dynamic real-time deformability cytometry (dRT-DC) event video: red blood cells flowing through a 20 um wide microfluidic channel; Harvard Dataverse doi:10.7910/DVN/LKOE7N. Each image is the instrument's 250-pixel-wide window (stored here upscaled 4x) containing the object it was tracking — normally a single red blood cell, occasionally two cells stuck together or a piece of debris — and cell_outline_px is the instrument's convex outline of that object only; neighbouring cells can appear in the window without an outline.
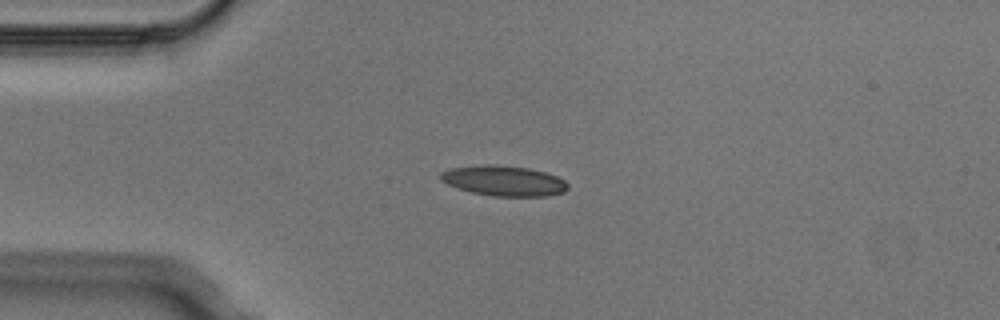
{"species": "Egyptian fruit bat (a non-hibernating species)", "species_latin": "Rousettus aegyptiacus", "temperature_condition": "cold", "stored_images_in_passage": 7, "camera_frame_rate_fps": 3000, "um_per_image_px": 0.085, "animal": {"sex": "male"}, "frame": {"image": 1, "passage_image": 3, "time_ms": 0.667, "image_size_px": [1000, 320], "cell_outline_px": [[568, 188], [564, 192], [548, 196], [492, 196], [472, 192], [456, 188], [440, 180], [440, 172], [452, 168], [480, 164], [492, 164], [528, 168], [544, 172], [556, 176], [564, 180], [568, 184]], "centroid_in_image_um": [42.81, 15.36], "position_along_channel_um": 42.2, "area_um2": 22.48}}
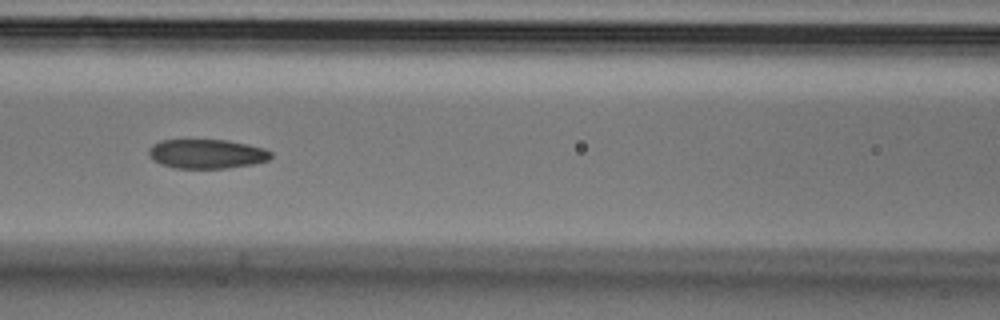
{"frame": {"image": 2, "passage_image": 6, "time_ms": 1.667, "image_size_px": [1000, 320], "cell_outline_px": [[272, 156], [268, 160], [252, 164], [228, 168], [176, 168], [160, 164], [152, 160], [148, 156], [148, 148], [152, 144], [160, 140], [228, 140], [248, 144], [264, 148], [272, 152]], "centroid_in_image_um": [17.54, 13.07], "position_along_channel_um": 149.1, "area_um2": 21.04}}
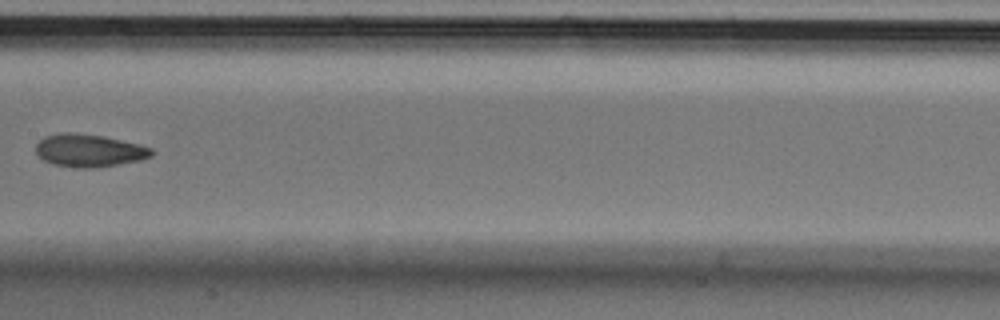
{"frame": {"image": 3, "passage_image": 7, "time_ms": 2.0, "image_size_px": [1000, 320], "cell_outline_px": [[152, 156], [140, 160], [92, 168], [80, 168], [52, 164], [44, 160], [36, 152], [36, 144], [44, 136], [60, 132], [68, 132], [104, 136], [140, 144], [152, 148]], "centroid_in_image_um": [7.56, 12.78], "position_along_channel_um": 199.8, "area_um2": 21.96}}